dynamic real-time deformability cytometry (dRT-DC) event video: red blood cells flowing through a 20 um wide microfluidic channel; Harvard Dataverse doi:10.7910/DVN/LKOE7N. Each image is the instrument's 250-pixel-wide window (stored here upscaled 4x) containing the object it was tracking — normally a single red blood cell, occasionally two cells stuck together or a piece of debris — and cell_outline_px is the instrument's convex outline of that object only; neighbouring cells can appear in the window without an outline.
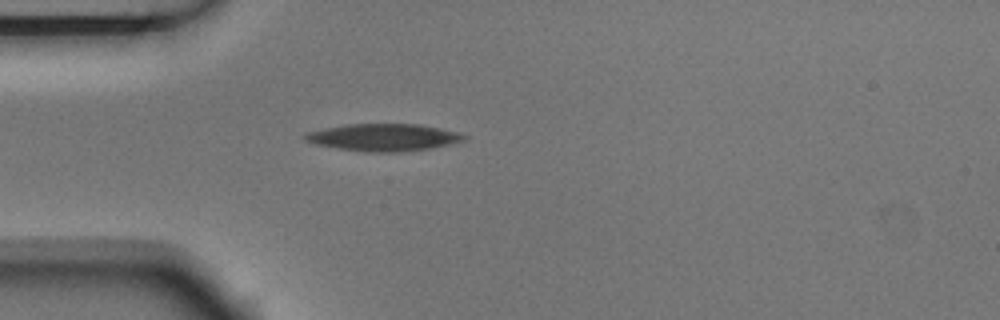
{"species": "Egyptian fruit bat (a non-hibernating species)", "species_latin": "Rousettus aegyptiacus", "temperature_condition": "room temperature", "stored_images_in_passage": 5, "camera_frame_rate_fps": 3000, "um_per_image_px": 0.085, "animal": {"sex": "male"}, "frame": {"image": 1, "passage_image": 5, "time_ms": 1.333, "image_size_px": [1000, 320], "cell_outline_px": [[468, 136], [464, 140], [448, 144], [428, 148], [400, 152], [368, 152], [336, 148], [316, 144], [304, 140], [300, 136], [304, 132], [344, 124], [420, 124], [460, 132]], "centroid_in_image_um": [32.54, 11.66], "position_along_channel_um": 52.5, "area_um2": 25.37}}